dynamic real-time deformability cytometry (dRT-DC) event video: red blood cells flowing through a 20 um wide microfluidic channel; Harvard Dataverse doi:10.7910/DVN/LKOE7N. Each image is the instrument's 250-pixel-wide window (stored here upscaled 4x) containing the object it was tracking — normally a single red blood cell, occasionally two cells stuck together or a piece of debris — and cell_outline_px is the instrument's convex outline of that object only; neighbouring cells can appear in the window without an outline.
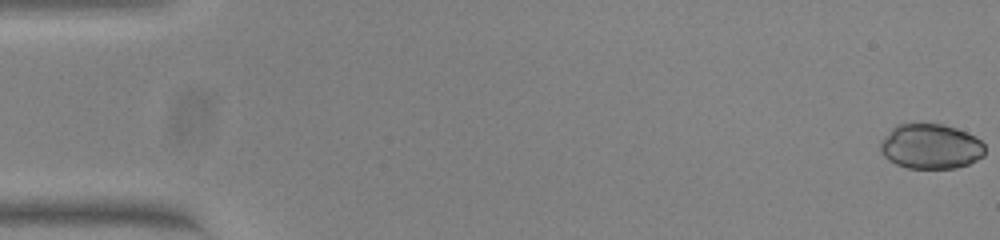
{"species": "common noctule bat (a hibernating species)", "species_latin": "Nyctalus noctula", "temperature_condition": "warm", "stored_images_in_passage": 54, "camera_frame_rate_fps": 3000, "um_per_image_px": 0.085, "animal": {"sex": "female", "body_mass_g": 23.0, "forearm_length_mm": 53.4}, "frame": {"image": 1, "passage_image": 1, "time_ms": 0.0, "image_size_px": [1000, 240], "cell_outline_px": [[984, 156], [968, 164], [956, 168], [908, 168], [896, 164], [888, 160], [880, 152], [880, 140], [896, 124], [944, 124], [956, 128], [976, 136], [984, 144]], "centroid_in_image_um": [79.1, 12.44], "position_along_channel_um": 5.9, "area_um2": 27.57}}
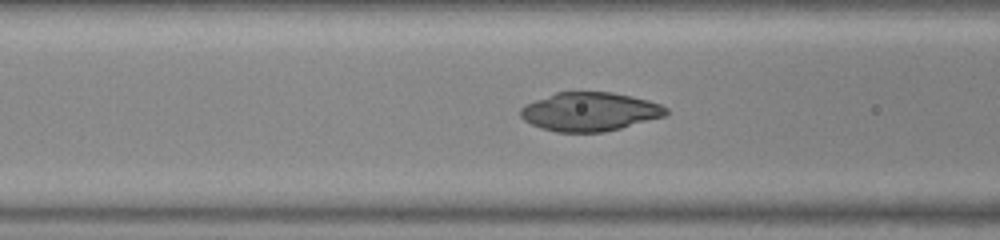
{"frame": {"image": 2, "passage_image": 22, "time_ms": 7.0, "image_size_px": [1000, 240], "cell_outline_px": [[668, 112], [664, 116], [620, 128], [604, 132], [556, 132], [540, 128], [524, 120], [520, 116], [520, 108], [524, 104], [556, 92], [612, 92], [632, 96], [648, 100], [660, 104], [668, 108]], "centroid_in_image_um": [50.1, 9.49], "position_along_channel_um": 116.5, "area_um2": 32.83}}
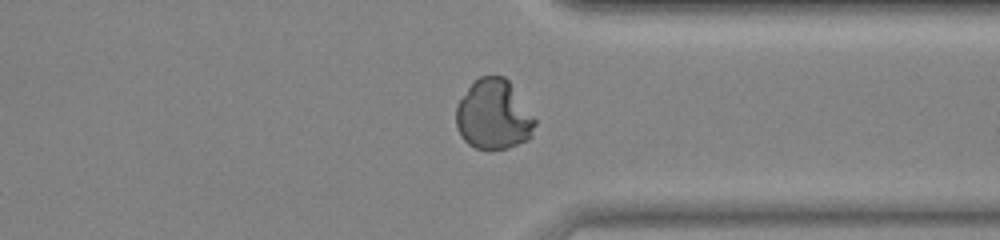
{"frame": {"image": 3, "passage_image": 42, "time_ms": 13.667, "image_size_px": [1000, 240], "cell_outline_px": [[536, 124], [532, 136], [528, 140], [508, 148], [488, 152], [476, 148], [468, 144], [464, 140], [456, 124], [456, 104], [468, 88], [480, 76], [504, 76], [508, 80], [536, 120]], "centroid_in_image_um": [41.96, 9.8], "position_along_channel_um": 369.4, "area_um2": 32.31}}